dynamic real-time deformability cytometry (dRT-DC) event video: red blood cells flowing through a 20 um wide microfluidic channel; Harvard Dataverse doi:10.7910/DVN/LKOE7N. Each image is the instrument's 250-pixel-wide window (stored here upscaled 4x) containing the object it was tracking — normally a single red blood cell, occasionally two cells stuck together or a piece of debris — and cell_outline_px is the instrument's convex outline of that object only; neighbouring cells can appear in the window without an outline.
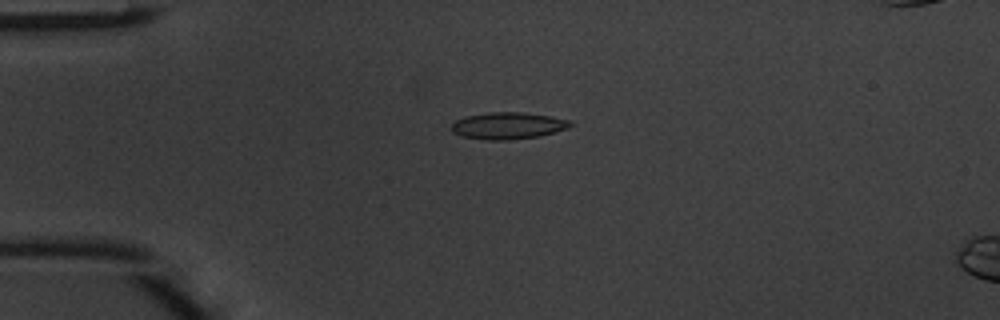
{"species": "common noctule bat (a hibernating species)", "species_latin": "Nyctalus noctula", "temperature_condition": "warm", "stored_images_in_passage": 48, "camera_frame_rate_fps": 3000, "um_per_image_px": 0.085, "animal": {"sex": "male", "body_mass_g": 20.1, "forearm_length_mm": 53.5}, "frame": {"image": 1, "passage_image": 12, "time_ms": 3.667, "image_size_px": [1000, 320], "cell_outline_px": [[572, 124], [568, 128], [540, 136], [508, 140], [488, 140], [460, 136], [452, 132], [452, 124], [456, 120], [464, 116], [488, 112], [524, 112], [552, 116], [568, 120]], "centroid_in_image_um": [43.15, 10.68], "position_along_channel_um": 41.8, "area_um2": 18.67}}
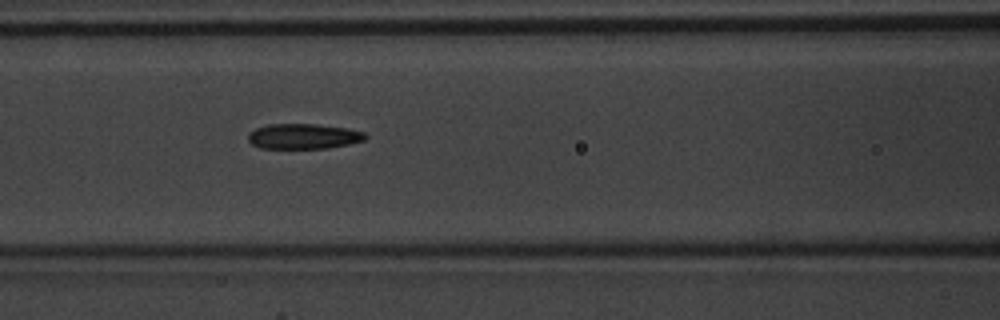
{"frame": {"image": 2, "passage_image": 21, "time_ms": 6.667, "image_size_px": [1000, 320], "cell_outline_px": [[368, 136], [364, 140], [348, 144], [328, 148], [260, 148], [252, 144], [248, 140], [248, 132], [256, 128], [268, 124], [316, 124], [348, 128], [364, 132]], "centroid_in_image_um": [25.78, 11.58], "position_along_channel_um": 140.8, "area_um2": 17.28}}
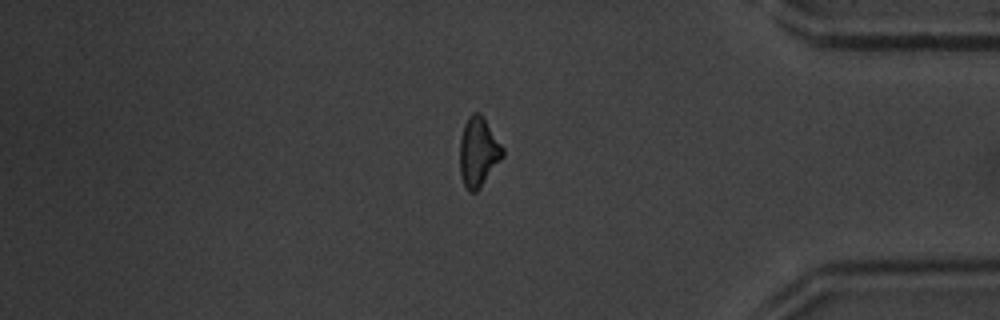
{"frame": {"image": 3, "passage_image": 41, "time_ms": 13.333, "image_size_px": [1000, 320], "cell_outline_px": [[504, 156], [480, 188], [476, 192], [468, 192], [460, 176], [460, 136], [464, 124], [468, 116], [472, 112], [480, 112], [504, 148]], "centroid_in_image_um": [40.65, 12.91], "position_along_channel_um": 394.5, "area_um2": 17.51}, "authors_computed_cell_mechanics": {"area_um2": 17.4556, "velocity_mm_per_s": 4.1761, "shape_relaxation_time_tau1_ms": 3.9178, "shape_relaxation_time_tau2_ms": 4.4047, "deformation_change_tau1": 0.1379, "deformation_change_tau2": 0.124}}